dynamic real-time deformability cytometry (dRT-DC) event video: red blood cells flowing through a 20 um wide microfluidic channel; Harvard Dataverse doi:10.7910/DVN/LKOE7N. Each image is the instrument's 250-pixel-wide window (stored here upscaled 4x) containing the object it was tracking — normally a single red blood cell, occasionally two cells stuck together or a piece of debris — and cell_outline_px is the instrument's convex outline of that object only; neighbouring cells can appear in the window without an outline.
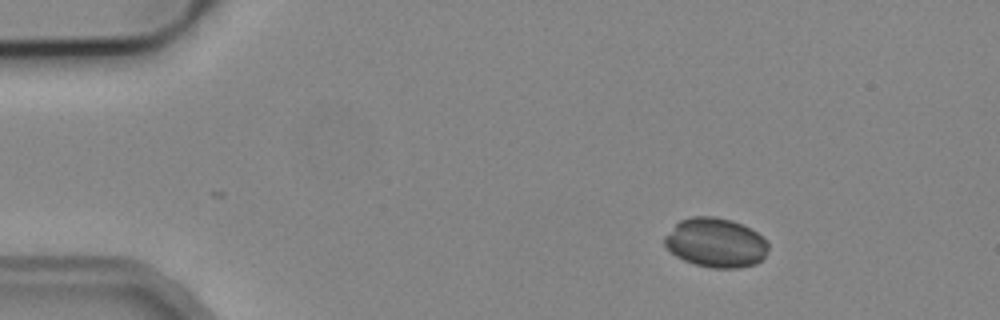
{"species": "common noctule bat (a hibernating species)", "species_latin": "Nyctalus noctula", "temperature_condition": "cold", "stored_images_in_passage": 4, "camera_frame_rate_fps": 3000, "um_per_image_px": 0.085, "animal": {"sex": "male", "body_mass_g": 19.2, "forearm_length_mm": 51.8}, "frame": {"image": 1, "passage_image": 1, "time_ms": 0.0, "image_size_px": [1000, 320], "cell_outline_px": [[768, 248], [764, 256], [756, 264], [736, 268], [712, 268], [696, 264], [684, 260], [676, 256], [664, 244], [664, 236], [680, 220], [692, 216], [712, 216], [732, 220], [752, 228], [768, 244]], "centroid_in_image_um": [60.82, 20.62], "position_along_channel_um": 24.2, "area_um2": 29.65}}